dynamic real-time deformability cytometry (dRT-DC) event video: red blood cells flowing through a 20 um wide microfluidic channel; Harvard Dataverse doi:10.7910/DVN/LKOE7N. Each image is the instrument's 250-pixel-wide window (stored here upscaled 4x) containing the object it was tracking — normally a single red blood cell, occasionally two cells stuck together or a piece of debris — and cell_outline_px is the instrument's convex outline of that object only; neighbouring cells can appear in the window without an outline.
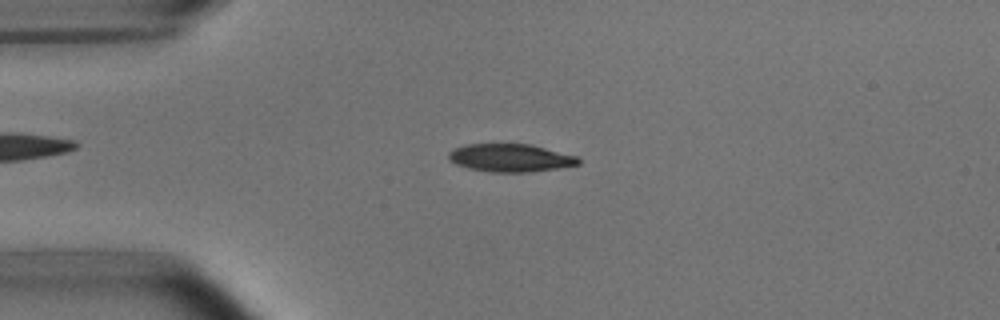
{"species": "common noctule bat (a hibernating species)", "species_latin": "Nyctalus noctula", "temperature_condition": "room temperature", "stored_images_in_passage": 4, "camera_frame_rate_fps": 3000, "um_per_image_px": 0.085, "animal": {"sex": "male", "body_mass_g": 15.6}, "frame": {"image": 1, "passage_image": 3, "time_ms": 2.333, "image_size_px": [1000, 320], "cell_outline_px": [[580, 164], [560, 168], [532, 172], [488, 172], [468, 168], [456, 164], [448, 160], [448, 152], [456, 148], [468, 144], [532, 144], [576, 156], [580, 160]], "centroid_in_image_um": [43.39, 13.43], "position_along_channel_um": 41.6, "area_um2": 21.21}}